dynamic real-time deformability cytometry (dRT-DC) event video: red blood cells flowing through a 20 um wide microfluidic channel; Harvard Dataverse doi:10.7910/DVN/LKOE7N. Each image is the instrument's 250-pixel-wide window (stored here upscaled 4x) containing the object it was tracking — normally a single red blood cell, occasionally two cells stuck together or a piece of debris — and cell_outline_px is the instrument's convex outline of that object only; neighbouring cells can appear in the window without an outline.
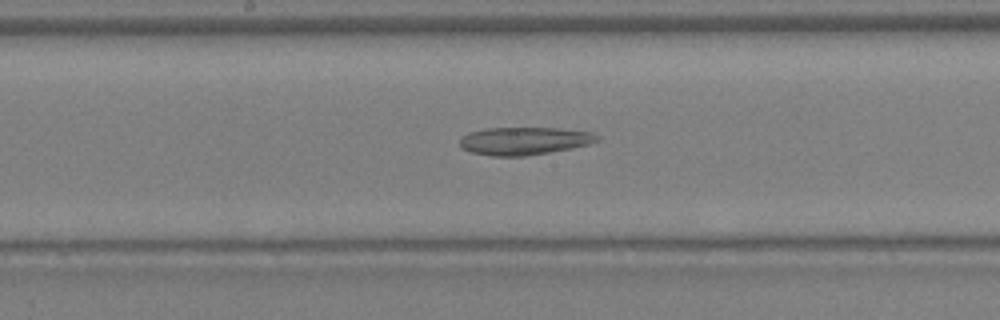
{"species": "Egyptian fruit bat (a non-hibernating species)", "species_latin": "Rousettus aegyptiacus", "temperature_condition": "warm", "stored_images_in_passage": 35, "camera_frame_rate_fps": 3000, "um_per_image_px": 0.085, "animal": {"sex": "female"}, "frame": {"image": 1, "passage_image": 19, "time_ms": 6.0, "image_size_px": [1000, 320], "cell_outline_px": [[600, 140], [592, 144], [572, 148], [524, 156], [492, 156], [472, 152], [460, 148], [460, 140], [468, 132], [484, 128], [560, 128], [592, 132], [600, 136]], "centroid_in_image_um": [44.59, 11.97], "position_along_channel_um": 203.6, "area_um2": 22.37}}
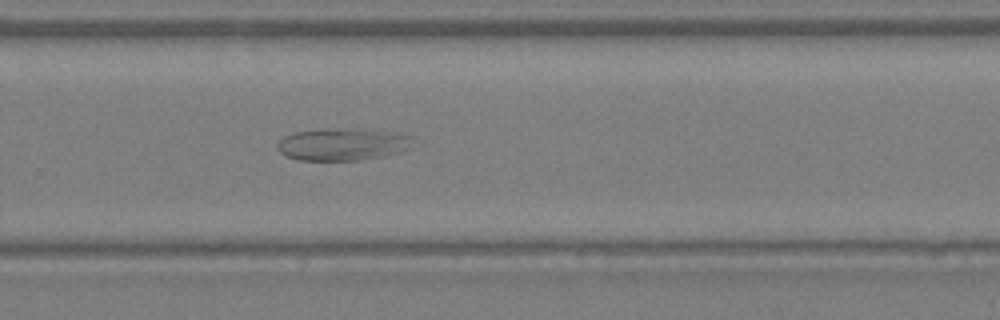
{"frame": {"image": 2, "passage_image": 24, "time_ms": 7.667, "image_size_px": [1000, 320], "cell_outline_px": [[412, 136], [408, 148], [396, 152], [360, 160], [300, 160], [284, 156], [276, 148], [276, 144], [284, 136], [292, 132], [400, 132]], "centroid_in_image_um": [29.03, 12.33], "position_along_channel_um": 300.8, "area_um2": 23.64}}
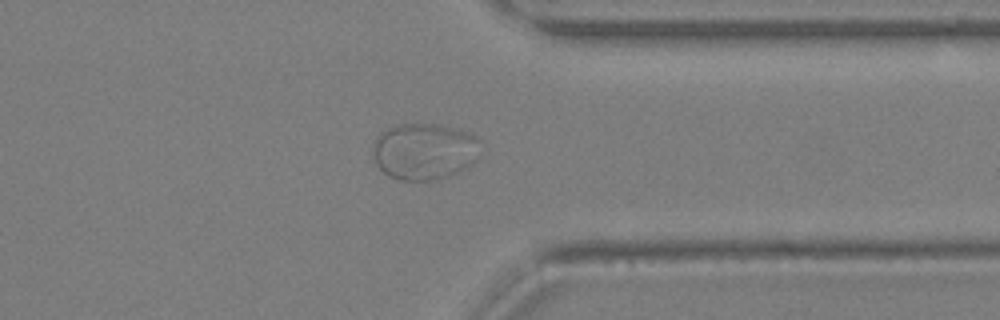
{"frame": {"image": 3, "passage_image": 28, "time_ms": 9.0, "image_size_px": [1000, 320], "cell_outline_px": [[480, 140], [476, 160], [468, 168], [460, 172], [436, 180], [400, 180], [388, 176], [376, 164], [372, 156], [372, 144], [376, 136], [380, 132], [388, 128], [400, 124], [440, 124], [456, 128], [468, 132], [476, 136]], "centroid_in_image_um": [36.05, 12.86], "position_along_channel_um": 375.3, "area_um2": 36.01}}